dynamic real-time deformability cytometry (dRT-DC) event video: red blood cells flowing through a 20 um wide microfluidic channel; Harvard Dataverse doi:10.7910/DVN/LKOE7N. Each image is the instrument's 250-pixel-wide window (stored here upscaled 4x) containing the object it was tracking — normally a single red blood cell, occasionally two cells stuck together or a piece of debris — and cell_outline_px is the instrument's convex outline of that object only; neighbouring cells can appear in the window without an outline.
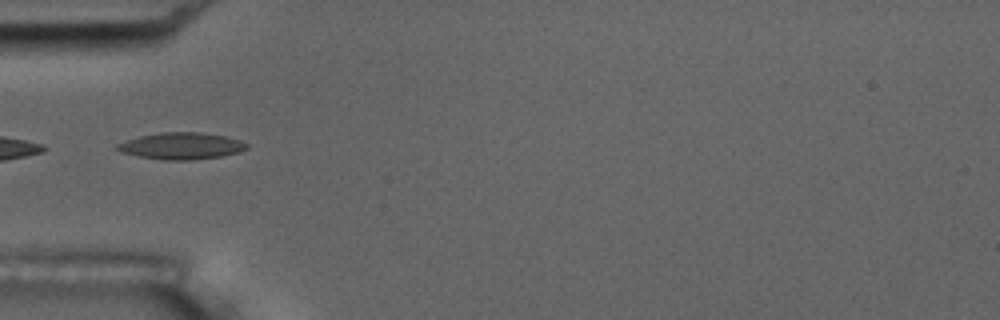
{"species": "common noctule bat (a hibernating species)", "species_latin": "Nyctalus noctula", "temperature_condition": "room temperature", "stored_images_in_passage": 17, "camera_frame_rate_fps": 3000, "um_per_image_px": 0.085, "animal": {"sex": "male", "body_mass_g": 17.5, "forearm_length_mm": 52.3}, "frame": {"image": 1, "passage_image": 6, "time_ms": 5.667, "image_size_px": [1000, 320], "cell_outline_px": [[248, 148], [240, 152], [220, 156], [192, 160], [164, 160], [140, 156], [124, 152], [116, 148], [116, 144], [140, 136], [160, 132], [200, 132], [224, 136], [248, 144]], "centroid_in_image_um": [15.43, 12.4], "position_along_channel_um": 69.6, "area_um2": 19.83}, "authors_computed_cell_mechanics": {"area_um2": 19.8254, "velocity_mm_per_s": 3.4768, "shape_relaxation_time_tau1_ms": 4.3173, "shape_relaxation_time_tau2_ms": 2.3048, "deformation_change_tau1": 0.119, "deformation_change_tau2": 0.0971}}